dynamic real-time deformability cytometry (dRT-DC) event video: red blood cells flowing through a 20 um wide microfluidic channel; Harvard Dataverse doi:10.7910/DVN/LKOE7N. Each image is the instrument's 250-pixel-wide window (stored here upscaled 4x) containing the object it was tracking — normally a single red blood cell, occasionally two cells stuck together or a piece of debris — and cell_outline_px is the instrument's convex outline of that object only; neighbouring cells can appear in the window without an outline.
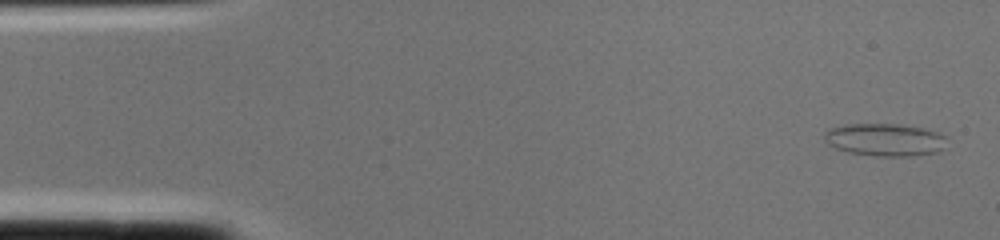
{"species": "common noctule bat (a hibernating species)", "species_latin": "Nyctalus noctula", "temperature_condition": "cold", "stored_images_in_passage": 2, "camera_frame_rate_fps": 3000, "um_per_image_px": 0.085, "animal": {"sex": "female", "body_mass_g": 22.0, "forearm_length_mm": 56.7}, "frame": {"image": 1, "passage_image": 1, "time_ms": 0.0, "image_size_px": [1000, 240], "cell_outline_px": [[948, 136], [944, 148], [936, 152], [912, 156], [876, 156], [848, 152], [836, 148], [828, 144], [824, 140], [824, 132], [828, 128], [848, 124], [896, 124], [924, 128]], "centroid_in_image_um": [75.22, 11.87], "position_along_channel_um": 9.8, "area_um2": 23.41}}
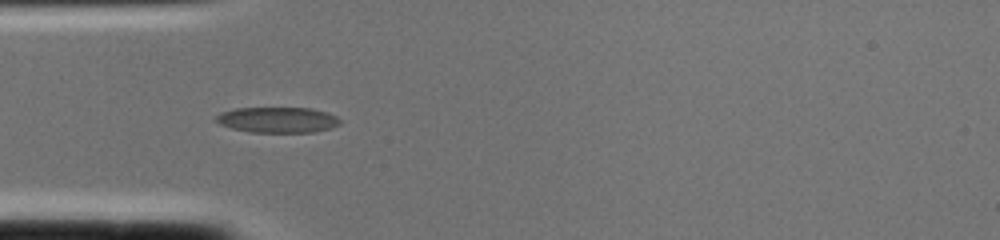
{"frame": {"image": 2, "passage_image": 2, "time_ms": 0.333, "image_size_px": [1000, 240], "cell_outline_px": [[340, 124], [332, 128], [316, 132], [248, 132], [232, 128], [220, 124], [212, 120], [220, 112], [236, 108], [312, 108], [328, 112], [336, 116], [340, 120]], "centroid_in_image_um": [23.59, 10.19], "position_along_channel_um": 61.4, "area_um2": 18.73}}